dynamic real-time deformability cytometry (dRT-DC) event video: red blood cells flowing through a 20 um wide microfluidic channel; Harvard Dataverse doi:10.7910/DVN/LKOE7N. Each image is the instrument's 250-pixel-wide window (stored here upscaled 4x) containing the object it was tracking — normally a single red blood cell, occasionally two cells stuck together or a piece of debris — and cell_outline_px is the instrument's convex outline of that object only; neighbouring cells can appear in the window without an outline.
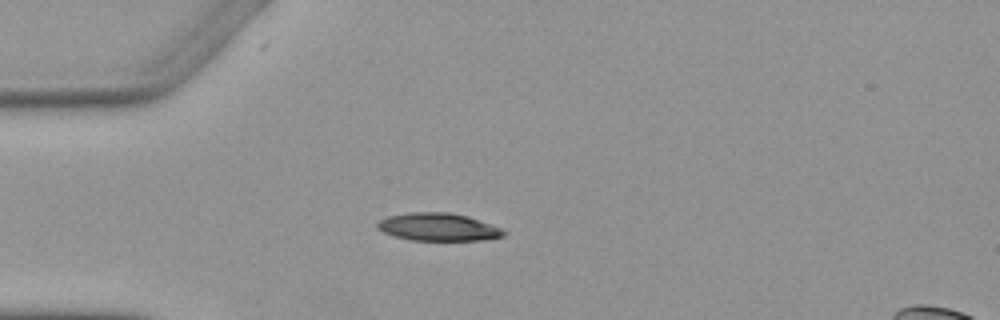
{"species": "Egyptian fruit bat (a non-hibernating species)", "species_latin": "Rousettus aegyptiacus", "temperature_condition": "warm", "stored_images_in_passage": 1, "camera_frame_rate_fps": 3000, "um_per_image_px": 0.085, "animal": {"sex": "female"}, "frame": {"image": 1, "passage_image": 1, "time_ms": 0.0, "image_size_px": [1000, 320], "cell_outline_px": [[508, 232], [504, 236], [484, 240], [412, 240], [396, 236], [384, 232], [376, 228], [376, 224], [380, 220], [388, 216], [408, 212], [448, 212], [468, 216], [500, 228]], "centroid_in_image_um": [37.25, 19.29], "position_along_channel_um": 47.8, "area_um2": 20.35}}